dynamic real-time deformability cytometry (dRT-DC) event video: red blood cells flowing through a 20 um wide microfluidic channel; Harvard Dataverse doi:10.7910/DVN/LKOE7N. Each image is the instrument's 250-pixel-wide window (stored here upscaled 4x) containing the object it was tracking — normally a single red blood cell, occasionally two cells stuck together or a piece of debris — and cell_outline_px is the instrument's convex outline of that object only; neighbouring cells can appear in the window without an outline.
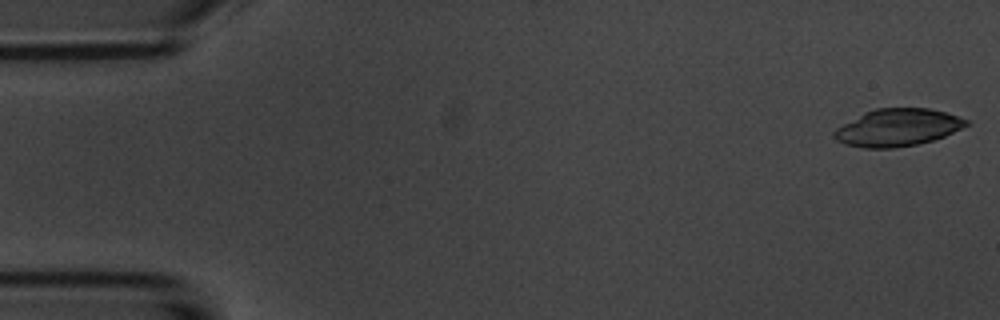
{"species": "common noctule bat (a hibernating species)", "species_latin": "Nyctalus noctula", "temperature_condition": "room temperature", "stored_images_in_passage": 53, "camera_frame_rate_fps": 3000, "um_per_image_px": 0.085, "animal": {"sex": "male", "body_mass_g": 20.1, "forearm_length_mm": 53.5}, "frame": {"image": 1, "passage_image": 1, "time_ms": 0.0, "image_size_px": [1000, 320], "cell_outline_px": [[968, 124], [944, 136], [932, 140], [916, 144], [896, 148], [864, 148], [844, 144], [836, 140], [832, 136], [832, 132], [836, 128], [864, 112], [876, 108], [928, 108], [944, 112], [968, 120]], "centroid_in_image_um": [76.23, 10.84], "position_along_channel_um": 8.8, "area_um2": 28.55}}